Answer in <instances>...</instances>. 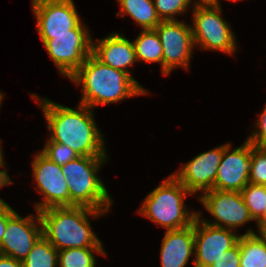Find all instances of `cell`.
<instances>
[{
    "mask_svg": "<svg viewBox=\"0 0 266 267\" xmlns=\"http://www.w3.org/2000/svg\"><path fill=\"white\" fill-rule=\"evenodd\" d=\"M198 199L214 217V221H208L201 217V212H197L204 223L236 231L240 226L254 220L241 192L212 189L199 195Z\"/></svg>",
    "mask_w": 266,
    "mask_h": 267,
    "instance_id": "9c48e42d",
    "label": "cell"
},
{
    "mask_svg": "<svg viewBox=\"0 0 266 267\" xmlns=\"http://www.w3.org/2000/svg\"><path fill=\"white\" fill-rule=\"evenodd\" d=\"M0 267H23L22 261L0 254Z\"/></svg>",
    "mask_w": 266,
    "mask_h": 267,
    "instance_id": "f546056e",
    "label": "cell"
},
{
    "mask_svg": "<svg viewBox=\"0 0 266 267\" xmlns=\"http://www.w3.org/2000/svg\"><path fill=\"white\" fill-rule=\"evenodd\" d=\"M5 165H6L5 163H0V168L1 167L6 168ZM12 182L13 181L10 180V176L8 175L7 170L6 169L0 170V187L10 185V184H12ZM2 201H4V200H2L0 198V202H2Z\"/></svg>",
    "mask_w": 266,
    "mask_h": 267,
    "instance_id": "4dcf8cb0",
    "label": "cell"
},
{
    "mask_svg": "<svg viewBox=\"0 0 266 267\" xmlns=\"http://www.w3.org/2000/svg\"><path fill=\"white\" fill-rule=\"evenodd\" d=\"M36 188L43 194L42 201L35 203V210L69 206V189L61 165L51 161L41 151L32 160Z\"/></svg>",
    "mask_w": 266,
    "mask_h": 267,
    "instance_id": "30bf717a",
    "label": "cell"
},
{
    "mask_svg": "<svg viewBox=\"0 0 266 267\" xmlns=\"http://www.w3.org/2000/svg\"><path fill=\"white\" fill-rule=\"evenodd\" d=\"M221 4L193 5L192 34L194 46L234 55L237 42L230 24L223 20Z\"/></svg>",
    "mask_w": 266,
    "mask_h": 267,
    "instance_id": "8992f818",
    "label": "cell"
},
{
    "mask_svg": "<svg viewBox=\"0 0 266 267\" xmlns=\"http://www.w3.org/2000/svg\"><path fill=\"white\" fill-rule=\"evenodd\" d=\"M240 267H266V245L251 228L239 236Z\"/></svg>",
    "mask_w": 266,
    "mask_h": 267,
    "instance_id": "d6986e66",
    "label": "cell"
},
{
    "mask_svg": "<svg viewBox=\"0 0 266 267\" xmlns=\"http://www.w3.org/2000/svg\"><path fill=\"white\" fill-rule=\"evenodd\" d=\"M85 206L52 207L39 211L42 235L58 250L103 247L92 230L89 217L107 214Z\"/></svg>",
    "mask_w": 266,
    "mask_h": 267,
    "instance_id": "3957f363",
    "label": "cell"
},
{
    "mask_svg": "<svg viewBox=\"0 0 266 267\" xmlns=\"http://www.w3.org/2000/svg\"><path fill=\"white\" fill-rule=\"evenodd\" d=\"M257 128L246 139L257 147H266V105L254 124Z\"/></svg>",
    "mask_w": 266,
    "mask_h": 267,
    "instance_id": "4316f807",
    "label": "cell"
},
{
    "mask_svg": "<svg viewBox=\"0 0 266 267\" xmlns=\"http://www.w3.org/2000/svg\"><path fill=\"white\" fill-rule=\"evenodd\" d=\"M206 4H217V0H196L193 2V5H206Z\"/></svg>",
    "mask_w": 266,
    "mask_h": 267,
    "instance_id": "d6a6232c",
    "label": "cell"
},
{
    "mask_svg": "<svg viewBox=\"0 0 266 267\" xmlns=\"http://www.w3.org/2000/svg\"><path fill=\"white\" fill-rule=\"evenodd\" d=\"M16 211L12 209L6 202H0V242L5 233L7 227V220L15 213Z\"/></svg>",
    "mask_w": 266,
    "mask_h": 267,
    "instance_id": "f1b7e54d",
    "label": "cell"
},
{
    "mask_svg": "<svg viewBox=\"0 0 266 267\" xmlns=\"http://www.w3.org/2000/svg\"><path fill=\"white\" fill-rule=\"evenodd\" d=\"M42 236V224L36 215L22 218L15 212L8 220L5 233L0 242V254L23 261L36 241Z\"/></svg>",
    "mask_w": 266,
    "mask_h": 267,
    "instance_id": "4fadbf2b",
    "label": "cell"
},
{
    "mask_svg": "<svg viewBox=\"0 0 266 267\" xmlns=\"http://www.w3.org/2000/svg\"><path fill=\"white\" fill-rule=\"evenodd\" d=\"M3 98H4V95H3V93L0 91V105L2 104V100H3ZM0 108H1V106H0Z\"/></svg>",
    "mask_w": 266,
    "mask_h": 267,
    "instance_id": "d590c367",
    "label": "cell"
},
{
    "mask_svg": "<svg viewBox=\"0 0 266 267\" xmlns=\"http://www.w3.org/2000/svg\"><path fill=\"white\" fill-rule=\"evenodd\" d=\"M92 54L102 63L128 73L137 61L133 41L124 34L112 33L100 40H92Z\"/></svg>",
    "mask_w": 266,
    "mask_h": 267,
    "instance_id": "2e32d148",
    "label": "cell"
},
{
    "mask_svg": "<svg viewBox=\"0 0 266 267\" xmlns=\"http://www.w3.org/2000/svg\"><path fill=\"white\" fill-rule=\"evenodd\" d=\"M256 223H266V206L262 215L256 220Z\"/></svg>",
    "mask_w": 266,
    "mask_h": 267,
    "instance_id": "836d02e7",
    "label": "cell"
},
{
    "mask_svg": "<svg viewBox=\"0 0 266 267\" xmlns=\"http://www.w3.org/2000/svg\"><path fill=\"white\" fill-rule=\"evenodd\" d=\"M257 236L263 241L266 245V223H257Z\"/></svg>",
    "mask_w": 266,
    "mask_h": 267,
    "instance_id": "1f68e13d",
    "label": "cell"
},
{
    "mask_svg": "<svg viewBox=\"0 0 266 267\" xmlns=\"http://www.w3.org/2000/svg\"><path fill=\"white\" fill-rule=\"evenodd\" d=\"M228 1H239V0H228ZM217 4H220V0H217Z\"/></svg>",
    "mask_w": 266,
    "mask_h": 267,
    "instance_id": "8d00e7d4",
    "label": "cell"
},
{
    "mask_svg": "<svg viewBox=\"0 0 266 267\" xmlns=\"http://www.w3.org/2000/svg\"><path fill=\"white\" fill-rule=\"evenodd\" d=\"M223 153L222 144L200 153L172 174L191 194L212 190Z\"/></svg>",
    "mask_w": 266,
    "mask_h": 267,
    "instance_id": "5bb4252c",
    "label": "cell"
},
{
    "mask_svg": "<svg viewBox=\"0 0 266 267\" xmlns=\"http://www.w3.org/2000/svg\"><path fill=\"white\" fill-rule=\"evenodd\" d=\"M133 44L137 61L160 63L162 71V43L155 29L141 30Z\"/></svg>",
    "mask_w": 266,
    "mask_h": 267,
    "instance_id": "ffe728a7",
    "label": "cell"
},
{
    "mask_svg": "<svg viewBox=\"0 0 266 267\" xmlns=\"http://www.w3.org/2000/svg\"><path fill=\"white\" fill-rule=\"evenodd\" d=\"M157 15L161 21L178 20L175 16L189 10L191 0H153Z\"/></svg>",
    "mask_w": 266,
    "mask_h": 267,
    "instance_id": "d4e9b609",
    "label": "cell"
},
{
    "mask_svg": "<svg viewBox=\"0 0 266 267\" xmlns=\"http://www.w3.org/2000/svg\"><path fill=\"white\" fill-rule=\"evenodd\" d=\"M191 194L182 183L170 174L152 190L142 202L138 214L167 230H177L192 225L197 212L188 211L184 201Z\"/></svg>",
    "mask_w": 266,
    "mask_h": 267,
    "instance_id": "5b68a950",
    "label": "cell"
},
{
    "mask_svg": "<svg viewBox=\"0 0 266 267\" xmlns=\"http://www.w3.org/2000/svg\"><path fill=\"white\" fill-rule=\"evenodd\" d=\"M249 183L266 185V147L251 144Z\"/></svg>",
    "mask_w": 266,
    "mask_h": 267,
    "instance_id": "cb8c5ba5",
    "label": "cell"
},
{
    "mask_svg": "<svg viewBox=\"0 0 266 267\" xmlns=\"http://www.w3.org/2000/svg\"><path fill=\"white\" fill-rule=\"evenodd\" d=\"M241 194L255 222L262 215L266 206V185L248 183L241 190Z\"/></svg>",
    "mask_w": 266,
    "mask_h": 267,
    "instance_id": "603a6c76",
    "label": "cell"
},
{
    "mask_svg": "<svg viewBox=\"0 0 266 267\" xmlns=\"http://www.w3.org/2000/svg\"><path fill=\"white\" fill-rule=\"evenodd\" d=\"M69 79L76 85H82L80 104L93 110L98 105L112 104L149 93L134 77L102 63L93 54L86 58Z\"/></svg>",
    "mask_w": 266,
    "mask_h": 267,
    "instance_id": "7a4b0ae2",
    "label": "cell"
},
{
    "mask_svg": "<svg viewBox=\"0 0 266 267\" xmlns=\"http://www.w3.org/2000/svg\"><path fill=\"white\" fill-rule=\"evenodd\" d=\"M106 256L103 247L70 248L58 251L59 267H96L95 254Z\"/></svg>",
    "mask_w": 266,
    "mask_h": 267,
    "instance_id": "44dd1931",
    "label": "cell"
},
{
    "mask_svg": "<svg viewBox=\"0 0 266 267\" xmlns=\"http://www.w3.org/2000/svg\"><path fill=\"white\" fill-rule=\"evenodd\" d=\"M191 255H194V222L165 232L160 250L161 267H185Z\"/></svg>",
    "mask_w": 266,
    "mask_h": 267,
    "instance_id": "e0dca14e",
    "label": "cell"
},
{
    "mask_svg": "<svg viewBox=\"0 0 266 267\" xmlns=\"http://www.w3.org/2000/svg\"><path fill=\"white\" fill-rule=\"evenodd\" d=\"M210 267H240V247L238 242L223 253Z\"/></svg>",
    "mask_w": 266,
    "mask_h": 267,
    "instance_id": "83f0119b",
    "label": "cell"
},
{
    "mask_svg": "<svg viewBox=\"0 0 266 267\" xmlns=\"http://www.w3.org/2000/svg\"><path fill=\"white\" fill-rule=\"evenodd\" d=\"M41 152L58 165H64L79 157V155L67 145L54 141H46Z\"/></svg>",
    "mask_w": 266,
    "mask_h": 267,
    "instance_id": "484cf974",
    "label": "cell"
},
{
    "mask_svg": "<svg viewBox=\"0 0 266 267\" xmlns=\"http://www.w3.org/2000/svg\"><path fill=\"white\" fill-rule=\"evenodd\" d=\"M155 30L162 43V74L167 76L178 67L188 70L195 49L192 27L180 20H169L161 21Z\"/></svg>",
    "mask_w": 266,
    "mask_h": 267,
    "instance_id": "ba28073f",
    "label": "cell"
},
{
    "mask_svg": "<svg viewBox=\"0 0 266 267\" xmlns=\"http://www.w3.org/2000/svg\"><path fill=\"white\" fill-rule=\"evenodd\" d=\"M3 158H4V155L2 152V147L0 146V163H5Z\"/></svg>",
    "mask_w": 266,
    "mask_h": 267,
    "instance_id": "e575fe53",
    "label": "cell"
},
{
    "mask_svg": "<svg viewBox=\"0 0 266 267\" xmlns=\"http://www.w3.org/2000/svg\"><path fill=\"white\" fill-rule=\"evenodd\" d=\"M80 21L72 34L40 35L41 41L59 72L69 78L92 54V36Z\"/></svg>",
    "mask_w": 266,
    "mask_h": 267,
    "instance_id": "52a82bcc",
    "label": "cell"
},
{
    "mask_svg": "<svg viewBox=\"0 0 266 267\" xmlns=\"http://www.w3.org/2000/svg\"><path fill=\"white\" fill-rule=\"evenodd\" d=\"M120 4L118 17L130 16L141 26L140 30L155 29L161 22L157 15L153 0H117Z\"/></svg>",
    "mask_w": 266,
    "mask_h": 267,
    "instance_id": "ac0fdd59",
    "label": "cell"
},
{
    "mask_svg": "<svg viewBox=\"0 0 266 267\" xmlns=\"http://www.w3.org/2000/svg\"><path fill=\"white\" fill-rule=\"evenodd\" d=\"M22 264L23 267H57L58 250L42 235Z\"/></svg>",
    "mask_w": 266,
    "mask_h": 267,
    "instance_id": "7402d4cb",
    "label": "cell"
},
{
    "mask_svg": "<svg viewBox=\"0 0 266 267\" xmlns=\"http://www.w3.org/2000/svg\"><path fill=\"white\" fill-rule=\"evenodd\" d=\"M239 236L236 231L204 223L197 216L194 220V267H210L238 242Z\"/></svg>",
    "mask_w": 266,
    "mask_h": 267,
    "instance_id": "8fae6325",
    "label": "cell"
},
{
    "mask_svg": "<svg viewBox=\"0 0 266 267\" xmlns=\"http://www.w3.org/2000/svg\"><path fill=\"white\" fill-rule=\"evenodd\" d=\"M31 96L40 104L47 121L50 133L47 141L65 144L79 156L107 157L103 134L97 127L92 108L79 103L73 109L34 93Z\"/></svg>",
    "mask_w": 266,
    "mask_h": 267,
    "instance_id": "6da1fadb",
    "label": "cell"
},
{
    "mask_svg": "<svg viewBox=\"0 0 266 267\" xmlns=\"http://www.w3.org/2000/svg\"><path fill=\"white\" fill-rule=\"evenodd\" d=\"M107 160L108 157L79 156L61 165L69 189V206L109 211L113 199L98 176Z\"/></svg>",
    "mask_w": 266,
    "mask_h": 267,
    "instance_id": "277c9868",
    "label": "cell"
},
{
    "mask_svg": "<svg viewBox=\"0 0 266 267\" xmlns=\"http://www.w3.org/2000/svg\"><path fill=\"white\" fill-rule=\"evenodd\" d=\"M39 35L72 34L81 21L73 0H31Z\"/></svg>",
    "mask_w": 266,
    "mask_h": 267,
    "instance_id": "7c38bea8",
    "label": "cell"
},
{
    "mask_svg": "<svg viewBox=\"0 0 266 267\" xmlns=\"http://www.w3.org/2000/svg\"><path fill=\"white\" fill-rule=\"evenodd\" d=\"M224 144V153L217 171L213 189L241 192L249 183L251 143L247 140L232 150Z\"/></svg>",
    "mask_w": 266,
    "mask_h": 267,
    "instance_id": "9a60e30c",
    "label": "cell"
}]
</instances>
